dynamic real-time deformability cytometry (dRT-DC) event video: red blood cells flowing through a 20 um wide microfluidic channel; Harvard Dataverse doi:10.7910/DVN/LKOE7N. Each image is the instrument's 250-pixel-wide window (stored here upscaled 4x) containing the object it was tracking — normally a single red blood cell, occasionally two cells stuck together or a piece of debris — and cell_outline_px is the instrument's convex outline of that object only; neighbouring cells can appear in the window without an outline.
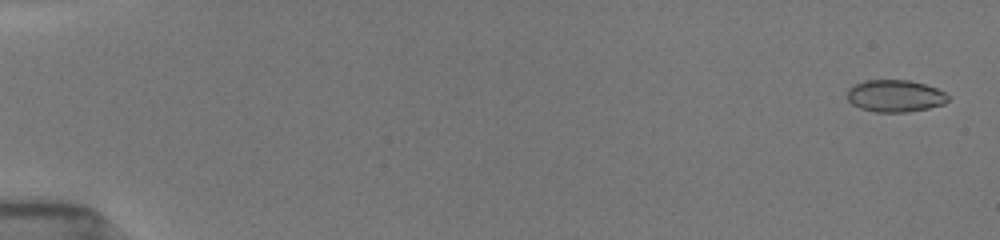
{"species": "common noctule bat (a hibernating species)", "species_latin": "Nyctalus noctula", "temperature_condition": "room temperature", "stored_images_in_passage": 8, "camera_frame_rate_fps": 3000, "um_per_image_px": 0.085, "animal": {"sex": "female", "body_mass_g": 19.5, "forearm_length_mm": 54.1}, "frame": {"image": 1, "passage_image": 1, "time_ms": 0.0, "image_size_px": [1000, 240], "cell_outline_px": [[948, 100], [944, 104], [928, 108], [908, 112], [876, 112], [860, 108], [852, 104], [848, 100], [848, 88], [852, 84], [864, 80], [908, 80], [924, 84], [936, 88], [944, 92], [948, 96]], "centroid_in_image_um": [76.05, 8.15], "position_along_channel_um": 8.9, "area_um2": 18.9}}